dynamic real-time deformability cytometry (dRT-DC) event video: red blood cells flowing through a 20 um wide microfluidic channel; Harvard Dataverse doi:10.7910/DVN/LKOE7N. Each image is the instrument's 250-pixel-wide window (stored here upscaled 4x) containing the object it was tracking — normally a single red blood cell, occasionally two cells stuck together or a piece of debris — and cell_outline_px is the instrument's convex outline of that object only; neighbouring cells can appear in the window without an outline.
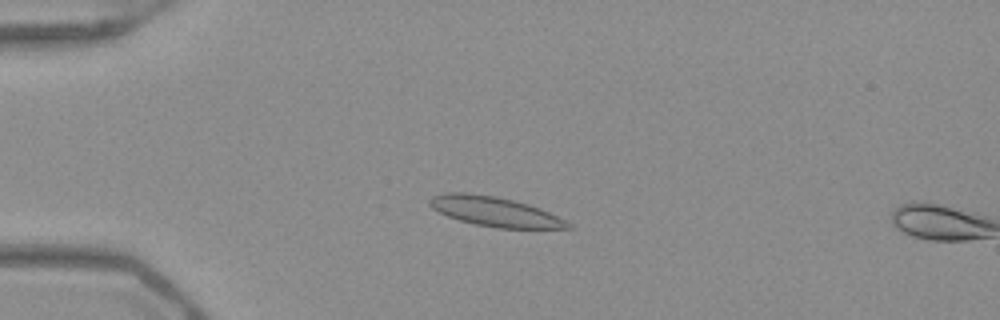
{"species": "Egyptian fruit bat (a non-hibernating species)", "species_latin": "Rousettus aegyptiacus", "temperature_condition": "warm", "stored_images_in_passage": 8, "camera_frame_rate_fps": 3000, "um_per_image_px": 0.085, "frame": {"image": 1, "passage_image": 6, "time_ms": 1.667, "image_size_px": [1000, 320], "cell_outline_px": [[572, 228], [496, 228], [476, 224], [460, 220], [448, 216], [432, 208], [428, 204], [428, 200], [432, 196], [448, 192], [464, 192], [496, 196], [528, 204], [540, 208], [572, 224]], "centroid_in_image_um": [42.03, 17.97], "position_along_channel_um": 43.0, "area_um2": 23.64}}